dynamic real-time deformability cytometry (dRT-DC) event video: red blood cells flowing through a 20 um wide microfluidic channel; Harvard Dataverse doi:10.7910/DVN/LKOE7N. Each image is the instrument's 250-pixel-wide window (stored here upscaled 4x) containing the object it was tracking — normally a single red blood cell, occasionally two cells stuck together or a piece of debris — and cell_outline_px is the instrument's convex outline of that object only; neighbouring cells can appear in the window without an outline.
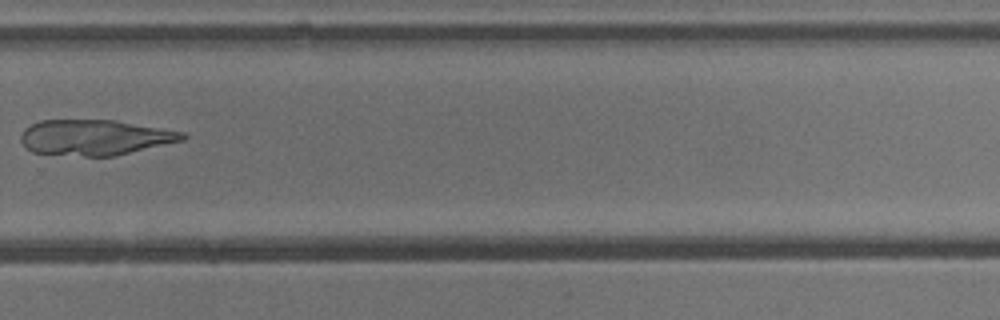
{"species": "common noctule bat (a hibernating species)", "species_latin": "Nyctalus noctula", "temperature_condition": "cold", "stored_images_in_passage": 13, "camera_frame_rate_fps": 3000, "um_per_image_px": 0.085, "animal": {"sex": "male", "body_mass_g": 13.3}, "frame": {"image": 1, "passage_image": 10, "time_ms": 11.333, "image_size_px": [1000, 320], "cell_outline_px": [[188, 136], [184, 140], [116, 156], [84, 156], [32, 152], [24, 148], [20, 140], [20, 136], [24, 128], [40, 120], [116, 120], [184, 132]], "centroid_in_image_um": [8.05, 11.68], "position_along_channel_um": 321.7, "area_um2": 33.64}}